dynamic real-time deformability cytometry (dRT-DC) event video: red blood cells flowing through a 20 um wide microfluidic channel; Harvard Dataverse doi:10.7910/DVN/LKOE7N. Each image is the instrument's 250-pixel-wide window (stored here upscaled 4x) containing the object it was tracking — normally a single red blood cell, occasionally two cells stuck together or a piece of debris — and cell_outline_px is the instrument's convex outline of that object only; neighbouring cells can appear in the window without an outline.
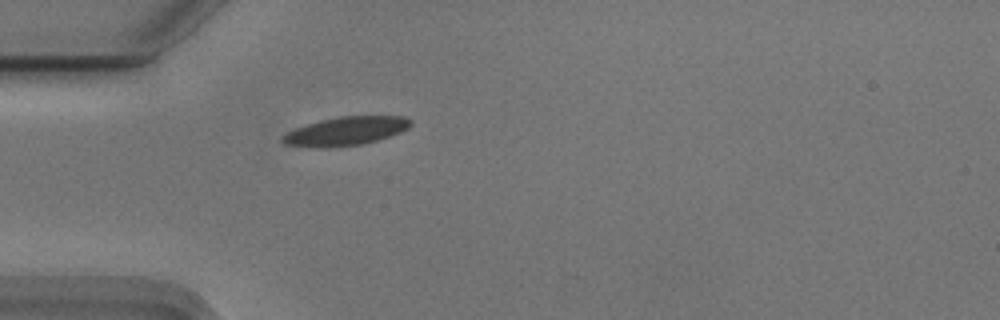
{"species": "Egyptian fruit bat (a non-hibernating species)", "species_latin": "Rousettus aegyptiacus", "temperature_condition": "cold", "stored_images_in_passage": 30, "camera_frame_rate_fps": 3000, "um_per_image_px": 0.085, "animal": {"sex": "male"}, "frame": {"image": 1, "passage_image": 1, "time_ms": 0.0, "image_size_px": [1000, 320], "cell_outline_px": [[412, 124], [408, 128], [400, 132], [376, 140], [360, 144], [324, 148], [316, 148], [284, 144], [280, 140], [280, 136], [296, 128], [320, 120], [340, 116], [404, 116], [412, 120]], "centroid_in_image_um": [29.37, 11.14], "position_along_channel_um": 55.6, "area_um2": 21.27}}
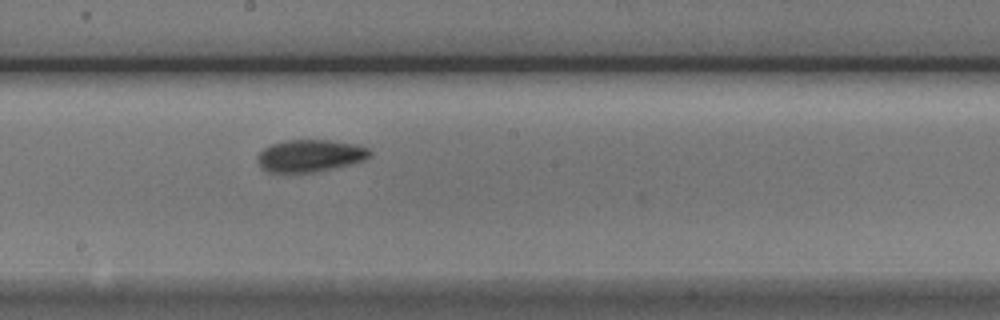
{"frame": {"image": 2, "passage_image": 15, "time_ms": 4.667, "image_size_px": [1000, 320], "cell_outline_px": [[372, 156], [364, 160], [352, 164], [312, 172], [268, 172], [260, 168], [256, 156], [264, 148], [272, 144], [284, 140], [328, 140], [356, 144], [368, 148], [372, 152]], "centroid_in_image_um": [26.36, 13.23], "position_along_channel_um": 221.8, "area_um2": 21.15}}
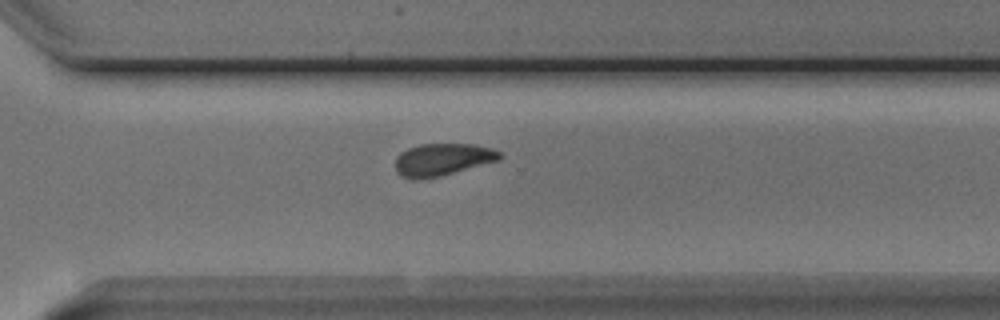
{"frame": {"image": 3, "passage_image": 24, "time_ms": 7.667, "image_size_px": [1000, 320], "cell_outline_px": [[504, 156], [500, 160], [440, 176], [416, 180], [412, 180], [400, 176], [396, 172], [396, 156], [400, 152], [408, 148], [420, 144], [472, 144], [492, 148], [500, 152]], "centroid_in_image_um": [37.6, 13.56], "position_along_channel_um": 333.0, "area_um2": 19.83}, "authors_computed_cell_mechanics": {"area_um2": 21.2126, "velocity_mm_per_s": 3.7077, "shape_relaxation_time_tau1_ms": 1.7504, "shape_relaxation_time_tau2_ms": 5.6652, "deformation_change_tau1": 0.1068, "deformation_change_tau2": 0.1057}}